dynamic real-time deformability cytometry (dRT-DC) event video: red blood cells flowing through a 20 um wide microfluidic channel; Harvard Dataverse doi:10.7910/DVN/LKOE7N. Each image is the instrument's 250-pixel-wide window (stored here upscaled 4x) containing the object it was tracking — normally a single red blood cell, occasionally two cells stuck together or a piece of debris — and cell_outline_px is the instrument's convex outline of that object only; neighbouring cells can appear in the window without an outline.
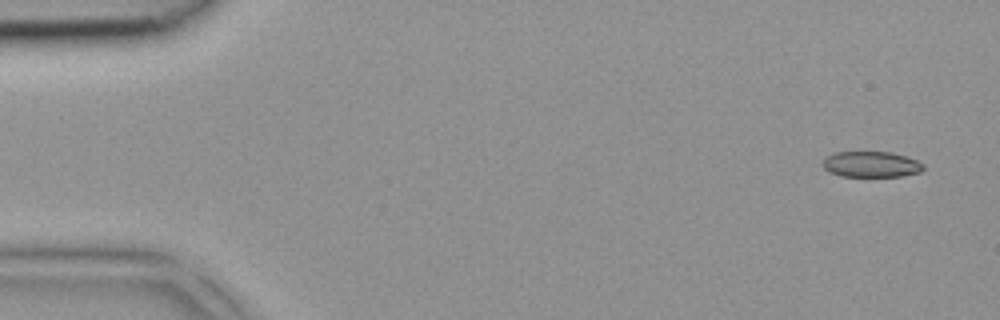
{"species": "common noctule bat (a hibernating species)", "species_latin": "Nyctalus noctula", "temperature_condition": "room temperature", "stored_images_in_passage": 2, "segment_of_instrument_passage": [2, 2], "camera_frame_rate_fps": 3000, "um_per_image_px": 0.085, "animal": {"sex": "female", "body_mass_g": 18.4}, "frame": {"image": 1, "passage_image": 2, "time_ms": 0.333, "image_size_px": [1000, 320], "cell_outline_px": [[924, 168], [920, 172], [900, 176], [840, 176], [824, 168], [824, 160], [828, 156], [836, 152], [892, 152], [908, 156], [924, 164]], "centroid_in_image_um": [74.11, 13.96], "position_along_channel_um": 10.9, "area_um2": 14.97}}